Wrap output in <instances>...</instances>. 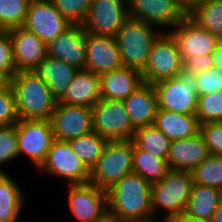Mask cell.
Listing matches in <instances>:
<instances>
[{
    "label": "cell",
    "instance_id": "4316f807",
    "mask_svg": "<svg viewBox=\"0 0 222 222\" xmlns=\"http://www.w3.org/2000/svg\"><path fill=\"white\" fill-rule=\"evenodd\" d=\"M22 192L9 174H0V222H17L25 203Z\"/></svg>",
    "mask_w": 222,
    "mask_h": 222
},
{
    "label": "cell",
    "instance_id": "d6a6232c",
    "mask_svg": "<svg viewBox=\"0 0 222 222\" xmlns=\"http://www.w3.org/2000/svg\"><path fill=\"white\" fill-rule=\"evenodd\" d=\"M31 0H0V30H10L24 24Z\"/></svg>",
    "mask_w": 222,
    "mask_h": 222
},
{
    "label": "cell",
    "instance_id": "277c9868",
    "mask_svg": "<svg viewBox=\"0 0 222 222\" xmlns=\"http://www.w3.org/2000/svg\"><path fill=\"white\" fill-rule=\"evenodd\" d=\"M193 184L191 171L169 170L158 182L151 185L153 217L158 208L165 209L162 221H171L185 211ZM167 214V215H166Z\"/></svg>",
    "mask_w": 222,
    "mask_h": 222
},
{
    "label": "cell",
    "instance_id": "7a4b0ae2",
    "mask_svg": "<svg viewBox=\"0 0 222 222\" xmlns=\"http://www.w3.org/2000/svg\"><path fill=\"white\" fill-rule=\"evenodd\" d=\"M19 119L50 120L57 101L35 71H18L9 81Z\"/></svg>",
    "mask_w": 222,
    "mask_h": 222
},
{
    "label": "cell",
    "instance_id": "ee69618b",
    "mask_svg": "<svg viewBox=\"0 0 222 222\" xmlns=\"http://www.w3.org/2000/svg\"><path fill=\"white\" fill-rule=\"evenodd\" d=\"M170 222H212V221L209 219L192 217L183 212L180 215L175 216Z\"/></svg>",
    "mask_w": 222,
    "mask_h": 222
},
{
    "label": "cell",
    "instance_id": "74e56055",
    "mask_svg": "<svg viewBox=\"0 0 222 222\" xmlns=\"http://www.w3.org/2000/svg\"><path fill=\"white\" fill-rule=\"evenodd\" d=\"M17 73L9 30H0V74L9 81Z\"/></svg>",
    "mask_w": 222,
    "mask_h": 222
},
{
    "label": "cell",
    "instance_id": "44dd1931",
    "mask_svg": "<svg viewBox=\"0 0 222 222\" xmlns=\"http://www.w3.org/2000/svg\"><path fill=\"white\" fill-rule=\"evenodd\" d=\"M209 155L200 133L170 143L167 163L171 170L192 171Z\"/></svg>",
    "mask_w": 222,
    "mask_h": 222
},
{
    "label": "cell",
    "instance_id": "1f68e13d",
    "mask_svg": "<svg viewBox=\"0 0 222 222\" xmlns=\"http://www.w3.org/2000/svg\"><path fill=\"white\" fill-rule=\"evenodd\" d=\"M191 175L193 183L219 190L222 186V156L208 155Z\"/></svg>",
    "mask_w": 222,
    "mask_h": 222
},
{
    "label": "cell",
    "instance_id": "5b68a950",
    "mask_svg": "<svg viewBox=\"0 0 222 222\" xmlns=\"http://www.w3.org/2000/svg\"><path fill=\"white\" fill-rule=\"evenodd\" d=\"M133 141H108L96 165L90 171L89 182L107 191L123 176L133 172Z\"/></svg>",
    "mask_w": 222,
    "mask_h": 222
},
{
    "label": "cell",
    "instance_id": "d590c367",
    "mask_svg": "<svg viewBox=\"0 0 222 222\" xmlns=\"http://www.w3.org/2000/svg\"><path fill=\"white\" fill-rule=\"evenodd\" d=\"M18 158L16 126H0V167ZM0 174H6L0 168Z\"/></svg>",
    "mask_w": 222,
    "mask_h": 222
},
{
    "label": "cell",
    "instance_id": "bcb514c9",
    "mask_svg": "<svg viewBox=\"0 0 222 222\" xmlns=\"http://www.w3.org/2000/svg\"><path fill=\"white\" fill-rule=\"evenodd\" d=\"M95 222H120L110 214L105 215L102 219Z\"/></svg>",
    "mask_w": 222,
    "mask_h": 222
},
{
    "label": "cell",
    "instance_id": "f6af8a7d",
    "mask_svg": "<svg viewBox=\"0 0 222 222\" xmlns=\"http://www.w3.org/2000/svg\"><path fill=\"white\" fill-rule=\"evenodd\" d=\"M212 222H222V201L216 208L214 215L211 218Z\"/></svg>",
    "mask_w": 222,
    "mask_h": 222
},
{
    "label": "cell",
    "instance_id": "2e32d148",
    "mask_svg": "<svg viewBox=\"0 0 222 222\" xmlns=\"http://www.w3.org/2000/svg\"><path fill=\"white\" fill-rule=\"evenodd\" d=\"M169 33L177 42L183 62L189 57L212 54L219 40L209 31L199 27L188 16Z\"/></svg>",
    "mask_w": 222,
    "mask_h": 222
},
{
    "label": "cell",
    "instance_id": "f1b7e54d",
    "mask_svg": "<svg viewBox=\"0 0 222 222\" xmlns=\"http://www.w3.org/2000/svg\"><path fill=\"white\" fill-rule=\"evenodd\" d=\"M187 16L199 27L222 39V0H205Z\"/></svg>",
    "mask_w": 222,
    "mask_h": 222
},
{
    "label": "cell",
    "instance_id": "c3c4849f",
    "mask_svg": "<svg viewBox=\"0 0 222 222\" xmlns=\"http://www.w3.org/2000/svg\"><path fill=\"white\" fill-rule=\"evenodd\" d=\"M219 192H220V197H221V201H222V186L219 188Z\"/></svg>",
    "mask_w": 222,
    "mask_h": 222
},
{
    "label": "cell",
    "instance_id": "836d02e7",
    "mask_svg": "<svg viewBox=\"0 0 222 222\" xmlns=\"http://www.w3.org/2000/svg\"><path fill=\"white\" fill-rule=\"evenodd\" d=\"M199 124L222 121V91L198 96L197 112Z\"/></svg>",
    "mask_w": 222,
    "mask_h": 222
},
{
    "label": "cell",
    "instance_id": "d6986e66",
    "mask_svg": "<svg viewBox=\"0 0 222 222\" xmlns=\"http://www.w3.org/2000/svg\"><path fill=\"white\" fill-rule=\"evenodd\" d=\"M86 34V70L97 75L123 66L115 38Z\"/></svg>",
    "mask_w": 222,
    "mask_h": 222
},
{
    "label": "cell",
    "instance_id": "9a60e30c",
    "mask_svg": "<svg viewBox=\"0 0 222 222\" xmlns=\"http://www.w3.org/2000/svg\"><path fill=\"white\" fill-rule=\"evenodd\" d=\"M129 17L171 31L187 15L175 0H128Z\"/></svg>",
    "mask_w": 222,
    "mask_h": 222
},
{
    "label": "cell",
    "instance_id": "e575fe53",
    "mask_svg": "<svg viewBox=\"0 0 222 222\" xmlns=\"http://www.w3.org/2000/svg\"><path fill=\"white\" fill-rule=\"evenodd\" d=\"M62 16L72 25H82L92 0H50Z\"/></svg>",
    "mask_w": 222,
    "mask_h": 222
},
{
    "label": "cell",
    "instance_id": "ba28073f",
    "mask_svg": "<svg viewBox=\"0 0 222 222\" xmlns=\"http://www.w3.org/2000/svg\"><path fill=\"white\" fill-rule=\"evenodd\" d=\"M93 131L107 141L132 140L133 128L123 100L102 99L92 108Z\"/></svg>",
    "mask_w": 222,
    "mask_h": 222
},
{
    "label": "cell",
    "instance_id": "ab89813d",
    "mask_svg": "<svg viewBox=\"0 0 222 222\" xmlns=\"http://www.w3.org/2000/svg\"><path fill=\"white\" fill-rule=\"evenodd\" d=\"M198 96L222 91V70L209 68L195 75Z\"/></svg>",
    "mask_w": 222,
    "mask_h": 222
},
{
    "label": "cell",
    "instance_id": "83f0119b",
    "mask_svg": "<svg viewBox=\"0 0 222 222\" xmlns=\"http://www.w3.org/2000/svg\"><path fill=\"white\" fill-rule=\"evenodd\" d=\"M132 170L152 184L160 181L170 169L167 159L137 148L133 143Z\"/></svg>",
    "mask_w": 222,
    "mask_h": 222
},
{
    "label": "cell",
    "instance_id": "f546056e",
    "mask_svg": "<svg viewBox=\"0 0 222 222\" xmlns=\"http://www.w3.org/2000/svg\"><path fill=\"white\" fill-rule=\"evenodd\" d=\"M107 142L105 138L93 130L68 141L72 151L89 171L96 165Z\"/></svg>",
    "mask_w": 222,
    "mask_h": 222
},
{
    "label": "cell",
    "instance_id": "52a82bcc",
    "mask_svg": "<svg viewBox=\"0 0 222 222\" xmlns=\"http://www.w3.org/2000/svg\"><path fill=\"white\" fill-rule=\"evenodd\" d=\"M183 69L176 40L169 32H163L153 43L147 65L141 72L143 82L151 85L177 77Z\"/></svg>",
    "mask_w": 222,
    "mask_h": 222
},
{
    "label": "cell",
    "instance_id": "f35d334b",
    "mask_svg": "<svg viewBox=\"0 0 222 222\" xmlns=\"http://www.w3.org/2000/svg\"><path fill=\"white\" fill-rule=\"evenodd\" d=\"M199 133L209 155L222 156V121L200 124Z\"/></svg>",
    "mask_w": 222,
    "mask_h": 222
},
{
    "label": "cell",
    "instance_id": "60d3db41",
    "mask_svg": "<svg viewBox=\"0 0 222 222\" xmlns=\"http://www.w3.org/2000/svg\"><path fill=\"white\" fill-rule=\"evenodd\" d=\"M209 68H213L212 54L189 57L183 62V69L192 75H197Z\"/></svg>",
    "mask_w": 222,
    "mask_h": 222
},
{
    "label": "cell",
    "instance_id": "30bf717a",
    "mask_svg": "<svg viewBox=\"0 0 222 222\" xmlns=\"http://www.w3.org/2000/svg\"><path fill=\"white\" fill-rule=\"evenodd\" d=\"M128 18V0H92L81 26L85 32L114 37Z\"/></svg>",
    "mask_w": 222,
    "mask_h": 222
},
{
    "label": "cell",
    "instance_id": "8992f818",
    "mask_svg": "<svg viewBox=\"0 0 222 222\" xmlns=\"http://www.w3.org/2000/svg\"><path fill=\"white\" fill-rule=\"evenodd\" d=\"M195 75L184 69L177 77L153 84L157 108L170 112L196 115L198 89Z\"/></svg>",
    "mask_w": 222,
    "mask_h": 222
},
{
    "label": "cell",
    "instance_id": "7dc6e473",
    "mask_svg": "<svg viewBox=\"0 0 222 222\" xmlns=\"http://www.w3.org/2000/svg\"><path fill=\"white\" fill-rule=\"evenodd\" d=\"M8 81L0 74V87L4 86Z\"/></svg>",
    "mask_w": 222,
    "mask_h": 222
},
{
    "label": "cell",
    "instance_id": "b9f144b4",
    "mask_svg": "<svg viewBox=\"0 0 222 222\" xmlns=\"http://www.w3.org/2000/svg\"><path fill=\"white\" fill-rule=\"evenodd\" d=\"M204 1L205 0H175L176 4L186 15H188L194 8Z\"/></svg>",
    "mask_w": 222,
    "mask_h": 222
},
{
    "label": "cell",
    "instance_id": "3957f363",
    "mask_svg": "<svg viewBox=\"0 0 222 222\" xmlns=\"http://www.w3.org/2000/svg\"><path fill=\"white\" fill-rule=\"evenodd\" d=\"M165 30L129 17L114 36L123 66L142 72L153 43Z\"/></svg>",
    "mask_w": 222,
    "mask_h": 222
},
{
    "label": "cell",
    "instance_id": "484cf974",
    "mask_svg": "<svg viewBox=\"0 0 222 222\" xmlns=\"http://www.w3.org/2000/svg\"><path fill=\"white\" fill-rule=\"evenodd\" d=\"M220 202L218 189L193 183L184 213L211 220Z\"/></svg>",
    "mask_w": 222,
    "mask_h": 222
},
{
    "label": "cell",
    "instance_id": "e0dca14e",
    "mask_svg": "<svg viewBox=\"0 0 222 222\" xmlns=\"http://www.w3.org/2000/svg\"><path fill=\"white\" fill-rule=\"evenodd\" d=\"M86 34L81 25H72L47 43V56L62 60L77 70L86 69Z\"/></svg>",
    "mask_w": 222,
    "mask_h": 222
},
{
    "label": "cell",
    "instance_id": "ac0fdd59",
    "mask_svg": "<svg viewBox=\"0 0 222 222\" xmlns=\"http://www.w3.org/2000/svg\"><path fill=\"white\" fill-rule=\"evenodd\" d=\"M9 32L17 72L36 70L47 57V44L22 26Z\"/></svg>",
    "mask_w": 222,
    "mask_h": 222
},
{
    "label": "cell",
    "instance_id": "7402d4cb",
    "mask_svg": "<svg viewBox=\"0 0 222 222\" xmlns=\"http://www.w3.org/2000/svg\"><path fill=\"white\" fill-rule=\"evenodd\" d=\"M123 102L129 120L135 130L153 125L157 111V97L153 85L143 83Z\"/></svg>",
    "mask_w": 222,
    "mask_h": 222
},
{
    "label": "cell",
    "instance_id": "ffe728a7",
    "mask_svg": "<svg viewBox=\"0 0 222 222\" xmlns=\"http://www.w3.org/2000/svg\"><path fill=\"white\" fill-rule=\"evenodd\" d=\"M98 76L102 99L125 100L144 83L140 71L126 66Z\"/></svg>",
    "mask_w": 222,
    "mask_h": 222
},
{
    "label": "cell",
    "instance_id": "4dcf8cb0",
    "mask_svg": "<svg viewBox=\"0 0 222 222\" xmlns=\"http://www.w3.org/2000/svg\"><path fill=\"white\" fill-rule=\"evenodd\" d=\"M132 141L137 148L149 151L159 158L168 157L171 140L154 125L136 129Z\"/></svg>",
    "mask_w": 222,
    "mask_h": 222
},
{
    "label": "cell",
    "instance_id": "7c38bea8",
    "mask_svg": "<svg viewBox=\"0 0 222 222\" xmlns=\"http://www.w3.org/2000/svg\"><path fill=\"white\" fill-rule=\"evenodd\" d=\"M68 204L80 222H95L108 214L107 191L88 182L69 184Z\"/></svg>",
    "mask_w": 222,
    "mask_h": 222
},
{
    "label": "cell",
    "instance_id": "cb8c5ba5",
    "mask_svg": "<svg viewBox=\"0 0 222 222\" xmlns=\"http://www.w3.org/2000/svg\"><path fill=\"white\" fill-rule=\"evenodd\" d=\"M153 125L171 141L192 137L199 133L196 115L182 114L158 109Z\"/></svg>",
    "mask_w": 222,
    "mask_h": 222
},
{
    "label": "cell",
    "instance_id": "9c48e42d",
    "mask_svg": "<svg viewBox=\"0 0 222 222\" xmlns=\"http://www.w3.org/2000/svg\"><path fill=\"white\" fill-rule=\"evenodd\" d=\"M15 126L18 156L25 154L39 169L55 140L50 120L19 119Z\"/></svg>",
    "mask_w": 222,
    "mask_h": 222
},
{
    "label": "cell",
    "instance_id": "5bb4252c",
    "mask_svg": "<svg viewBox=\"0 0 222 222\" xmlns=\"http://www.w3.org/2000/svg\"><path fill=\"white\" fill-rule=\"evenodd\" d=\"M54 138L69 141L93 130L92 110L85 106L56 103L50 118Z\"/></svg>",
    "mask_w": 222,
    "mask_h": 222
},
{
    "label": "cell",
    "instance_id": "8fae6325",
    "mask_svg": "<svg viewBox=\"0 0 222 222\" xmlns=\"http://www.w3.org/2000/svg\"><path fill=\"white\" fill-rule=\"evenodd\" d=\"M39 169L58 178H64L69 184H84L90 179V171L72 151L67 141L55 139Z\"/></svg>",
    "mask_w": 222,
    "mask_h": 222
},
{
    "label": "cell",
    "instance_id": "d4e9b609",
    "mask_svg": "<svg viewBox=\"0 0 222 222\" xmlns=\"http://www.w3.org/2000/svg\"><path fill=\"white\" fill-rule=\"evenodd\" d=\"M35 71L49 87L53 98L59 102L78 70L62 60L47 56Z\"/></svg>",
    "mask_w": 222,
    "mask_h": 222
},
{
    "label": "cell",
    "instance_id": "4fadbf2b",
    "mask_svg": "<svg viewBox=\"0 0 222 222\" xmlns=\"http://www.w3.org/2000/svg\"><path fill=\"white\" fill-rule=\"evenodd\" d=\"M72 26L55 8L51 1L31 0L23 28L49 43Z\"/></svg>",
    "mask_w": 222,
    "mask_h": 222
},
{
    "label": "cell",
    "instance_id": "8d00e7d4",
    "mask_svg": "<svg viewBox=\"0 0 222 222\" xmlns=\"http://www.w3.org/2000/svg\"><path fill=\"white\" fill-rule=\"evenodd\" d=\"M19 121L15 95L9 82L0 87V126L15 125Z\"/></svg>",
    "mask_w": 222,
    "mask_h": 222
},
{
    "label": "cell",
    "instance_id": "6da1fadb",
    "mask_svg": "<svg viewBox=\"0 0 222 222\" xmlns=\"http://www.w3.org/2000/svg\"><path fill=\"white\" fill-rule=\"evenodd\" d=\"M151 185L134 172L123 176L107 190L108 214L120 222H156L151 205Z\"/></svg>",
    "mask_w": 222,
    "mask_h": 222
},
{
    "label": "cell",
    "instance_id": "603a6c76",
    "mask_svg": "<svg viewBox=\"0 0 222 222\" xmlns=\"http://www.w3.org/2000/svg\"><path fill=\"white\" fill-rule=\"evenodd\" d=\"M101 100L99 76L89 70H78L59 103L92 108Z\"/></svg>",
    "mask_w": 222,
    "mask_h": 222
},
{
    "label": "cell",
    "instance_id": "7bdbcfd3",
    "mask_svg": "<svg viewBox=\"0 0 222 222\" xmlns=\"http://www.w3.org/2000/svg\"><path fill=\"white\" fill-rule=\"evenodd\" d=\"M213 67L222 70V39H219L212 53Z\"/></svg>",
    "mask_w": 222,
    "mask_h": 222
}]
</instances>
